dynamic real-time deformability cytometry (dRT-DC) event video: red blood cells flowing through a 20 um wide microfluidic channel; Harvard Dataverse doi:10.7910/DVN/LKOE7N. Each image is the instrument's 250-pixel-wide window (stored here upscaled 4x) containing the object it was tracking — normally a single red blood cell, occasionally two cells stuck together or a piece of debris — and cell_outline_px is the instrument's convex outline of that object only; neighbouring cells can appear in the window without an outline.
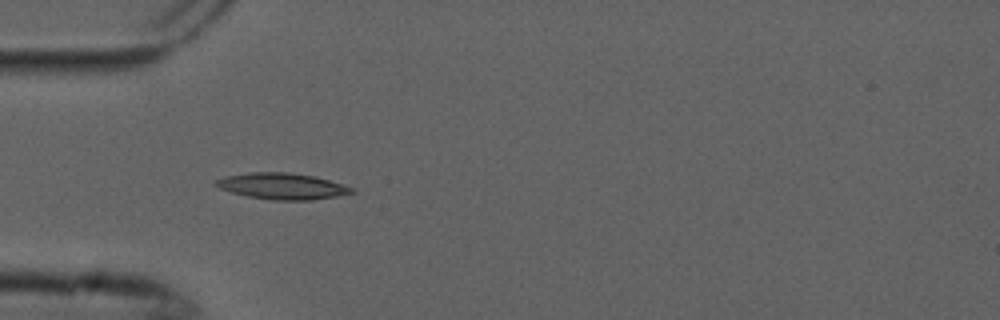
{"species": "common noctule bat (a hibernating species)", "species_latin": "Nyctalus noctula", "temperature_condition": "cold", "stored_images_in_passage": 10, "camera_frame_rate_fps": 3000, "um_per_image_px": 0.085, "animal": {"sex": "male", "forearm_length_mm": 52.5}, "frame": {"image": 1, "passage_image": 4, "time_ms": 1.0, "image_size_px": [1000, 320], "cell_outline_px": [[356, 192], [336, 196], [312, 200], [272, 200], [248, 196], [232, 192], [220, 188], [212, 184], [216, 180], [224, 176], [248, 172], [288, 172], [312, 176], [328, 180], [356, 188]], "centroid_in_image_um": [23.98, 15.82], "position_along_channel_um": 61.0, "area_um2": 20.75}}
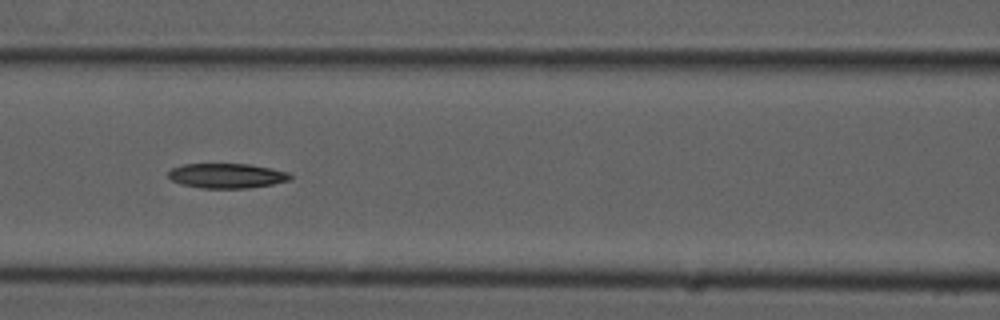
{"frame": {"image": 2, "passage_image": 6, "time_ms": 1.667, "image_size_px": [1000, 320], "cell_outline_px": [[292, 180], [272, 184], [248, 188], [200, 188], [180, 184], [172, 180], [168, 176], [168, 172], [172, 168], [184, 164], [248, 164], [272, 168], [288, 172], [292, 176]], "centroid_in_image_um": [19.29, 14.94], "position_along_channel_um": 147.3, "area_um2": 17.69}}
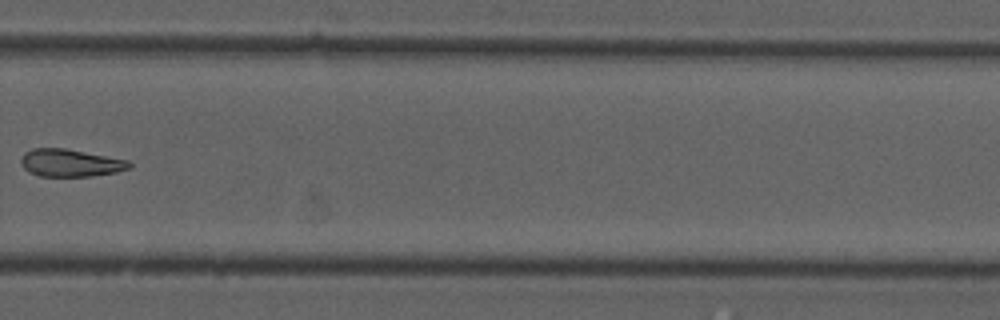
{"frame": {"image": 3, "passage_image": 10, "time_ms": 3.0, "image_size_px": [1000, 320], "cell_outline_px": [[132, 168], [116, 172], [92, 176], [40, 176], [28, 172], [20, 164], [20, 160], [24, 152], [32, 148], [64, 148], [128, 160], [132, 164]], "centroid_in_image_um": [5.96, 13.85], "position_along_channel_um": 323.8, "area_um2": 17.46}}